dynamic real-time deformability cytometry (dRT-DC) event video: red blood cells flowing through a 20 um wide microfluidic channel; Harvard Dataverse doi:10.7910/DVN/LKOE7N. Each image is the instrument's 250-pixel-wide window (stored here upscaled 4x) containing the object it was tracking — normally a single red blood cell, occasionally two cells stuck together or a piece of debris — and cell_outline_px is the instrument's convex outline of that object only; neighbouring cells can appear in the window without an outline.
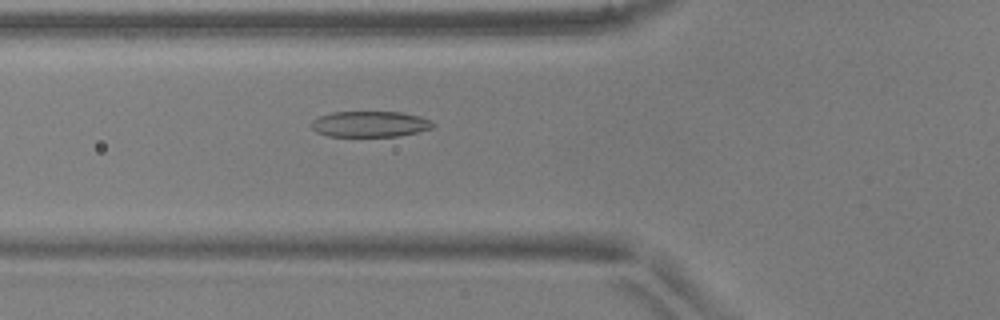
{"species": "common noctule bat (a hibernating species)", "species_latin": "Nyctalus noctula", "temperature_condition": "warm", "stored_images_in_passage": 38, "camera_frame_rate_fps": 3000, "um_per_image_px": 0.085, "animal": {"sex": "male", "body_mass_g": 17.9, "forearm_length_mm": 54.2}, "frame": {"image": 1, "passage_image": 5, "time_ms": 1.333, "image_size_px": [1000, 320], "cell_outline_px": [[436, 124], [432, 128], [400, 136], [328, 136], [316, 132], [312, 128], [312, 120], [320, 116], [332, 112], [400, 112], [420, 116], [432, 120]], "centroid_in_image_um": [31.47, 10.54], "position_along_channel_um": 94.3, "area_um2": 18.32}}
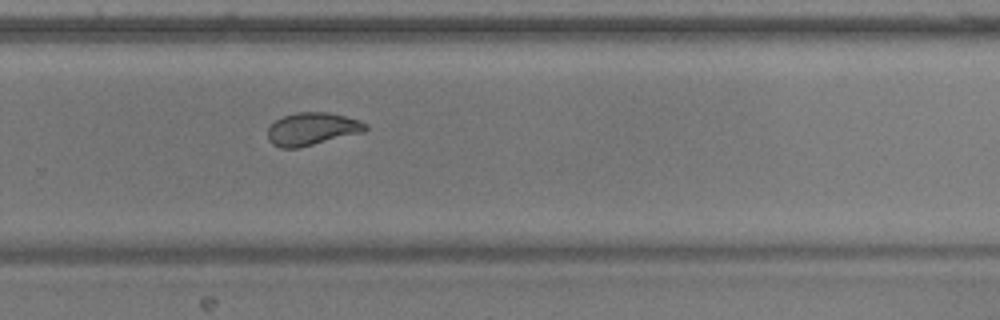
{"frame": {"image": 2, "passage_image": 21, "time_ms": 6.667, "image_size_px": [1000, 320], "cell_outline_px": [[368, 128], [364, 132], [300, 148], [280, 148], [272, 144], [268, 140], [268, 128], [276, 120], [284, 116], [296, 112], [328, 112], [344, 116], [368, 124]], "centroid_in_image_um": [26.52, 10.97], "position_along_channel_um": 303.3, "area_um2": 18.67}}
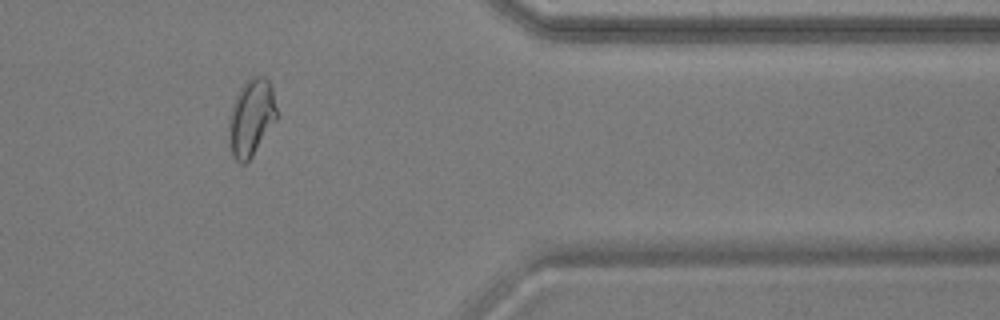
{"frame": {"image": 3, "passage_image": 29, "time_ms": 9.333, "image_size_px": [1000, 320], "cell_outline_px": [[280, 116], [252, 156], [244, 164], [240, 164], [232, 156], [228, 144], [228, 116], [232, 104], [240, 88], [252, 76], [264, 76], [272, 84]], "centroid_in_image_um": [21.37, 10.0], "position_along_channel_um": 390.0, "area_um2": 22.25}, "authors_computed_cell_mechanics": {"area_um2": 19.1029, "velocity_mm_per_s": 3.9109, "shape_relaxation_time_tau1_ms": 6.6156, "shape_relaxation_time_tau2_ms": 0.959, "deformation_change_tau1": 0.2087, "deformation_change_tau2": 0.0697}}